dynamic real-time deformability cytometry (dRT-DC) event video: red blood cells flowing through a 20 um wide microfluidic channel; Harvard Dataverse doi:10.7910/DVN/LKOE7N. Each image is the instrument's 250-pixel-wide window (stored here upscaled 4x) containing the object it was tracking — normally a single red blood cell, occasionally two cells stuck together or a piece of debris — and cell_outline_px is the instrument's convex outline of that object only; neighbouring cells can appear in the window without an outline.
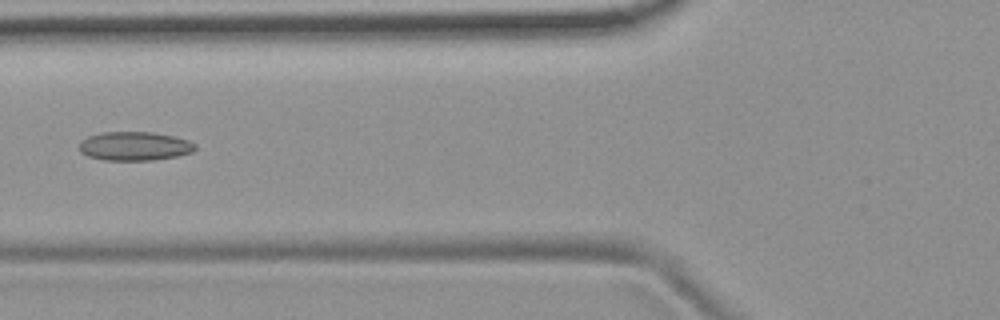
{"species": "common noctule bat (a hibernating species)", "species_latin": "Nyctalus noctula", "temperature_condition": "room temperature", "stored_images_in_passage": 7, "camera_frame_rate_fps": 3000, "um_per_image_px": 0.085, "animal": {"sex": "female", "body_mass_g": 19.9}, "frame": {"image": 1, "passage_image": 7, "time_ms": 6.667, "image_size_px": [1000, 320], "cell_outline_px": [[196, 148], [192, 152], [176, 156], [152, 160], [104, 160], [88, 156], [80, 152], [80, 140], [88, 136], [100, 132], [152, 132], [172, 136], [188, 140], [196, 144]], "centroid_in_image_um": [11.42, 12.41], "position_along_channel_um": 114.4, "area_um2": 19.48}}